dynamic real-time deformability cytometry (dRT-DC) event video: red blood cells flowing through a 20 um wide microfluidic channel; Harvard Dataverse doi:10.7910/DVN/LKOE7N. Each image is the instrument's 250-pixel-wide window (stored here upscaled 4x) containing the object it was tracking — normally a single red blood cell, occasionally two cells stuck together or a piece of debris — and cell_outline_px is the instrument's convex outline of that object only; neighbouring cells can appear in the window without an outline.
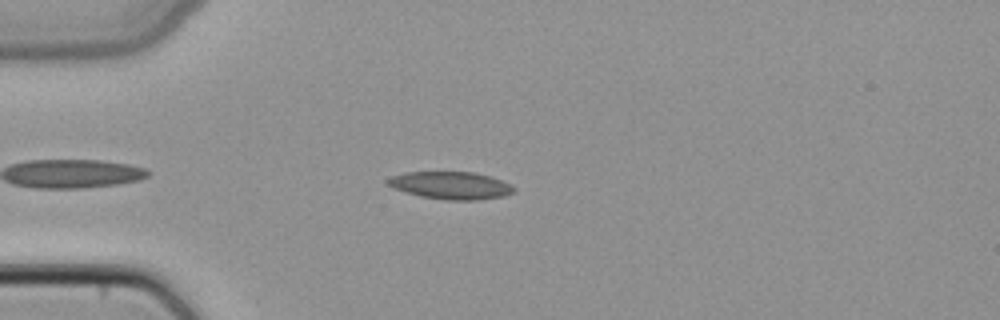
{"species": "common noctule bat (a hibernating species)", "species_latin": "Nyctalus noctula", "temperature_condition": "cold", "stored_images_in_passage": 30, "camera_frame_rate_fps": 3000, "um_per_image_px": 0.085, "animal": {"sex": "female", "body_mass_g": 22.7, "forearm_length_mm": 54.2}, "frame": {"image": 1, "passage_image": 4, "time_ms": 1.0, "image_size_px": [1000, 320], "cell_outline_px": [[516, 192], [504, 196], [476, 200], [444, 200], [420, 196], [392, 188], [384, 180], [392, 176], [408, 172], [472, 172], [488, 176], [512, 184], [516, 188]], "centroid_in_image_um": [38.33, 15.77], "position_along_channel_um": 46.7, "area_um2": 20.29}}
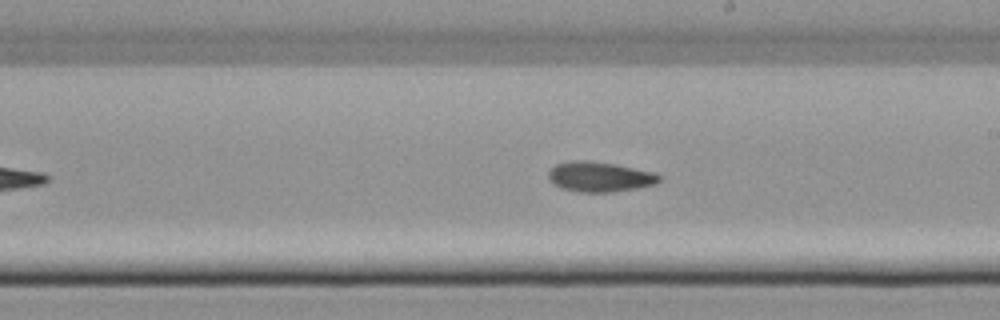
{"frame": {"image": 2, "passage_image": 19, "time_ms": 6.0, "image_size_px": [1000, 320], "cell_outline_px": [[660, 180], [656, 184], [636, 188], [612, 192], [580, 192], [560, 188], [552, 184], [548, 180], [548, 172], [556, 164], [572, 160], [588, 160], [616, 164], [656, 172], [660, 176]], "centroid_in_image_um": [50.96, 15.02], "position_along_channel_um": 238.0, "area_um2": 19.65}}
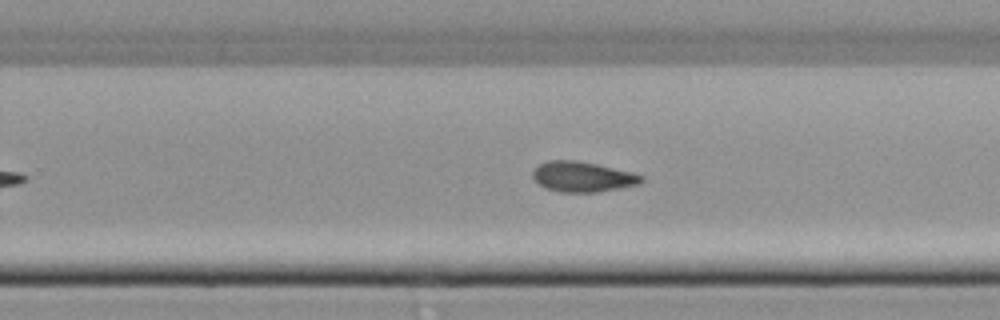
{"frame": {"image": 3, "passage_image": 22, "time_ms": 7.0, "image_size_px": [1000, 320], "cell_outline_px": [[644, 180], [640, 184], [596, 192], [560, 192], [544, 188], [532, 176], [532, 168], [548, 160], [576, 160], [596, 164], [632, 172], [644, 176]], "centroid_in_image_um": [49.5, 15.02], "position_along_channel_um": 280.3, "area_um2": 19.19}}